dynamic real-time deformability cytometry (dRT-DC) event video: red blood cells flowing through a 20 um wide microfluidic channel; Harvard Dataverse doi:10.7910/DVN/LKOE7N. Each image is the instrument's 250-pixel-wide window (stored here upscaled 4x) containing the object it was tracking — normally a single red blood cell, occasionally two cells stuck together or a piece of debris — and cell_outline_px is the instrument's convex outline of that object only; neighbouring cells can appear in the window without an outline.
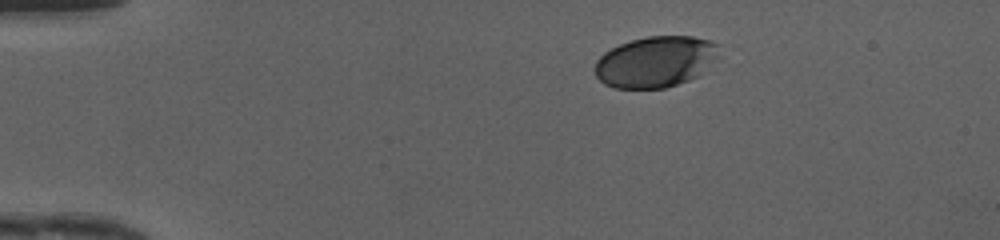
{"species": "human", "species_latin": "Homo sapiens", "temperature_condition": "cold", "stored_images_in_passage": 35, "camera_frame_rate_fps": 3000, "um_per_image_px": 0.085, "donor": {"sex": "female"}, "frame": {"image": 1, "passage_image": 1, "time_ms": 0.0, "image_size_px": [1000, 240], "cell_outline_px": [[724, 56], [700, 76], [664, 88], [612, 88], [604, 84], [596, 76], [596, 60], [604, 52], [620, 44], [632, 40], [648, 36], [692, 36], [708, 40], [720, 44]], "centroid_in_image_um": [55.83, 5.24], "position_along_channel_um": 29.2, "area_um2": 37.69}}
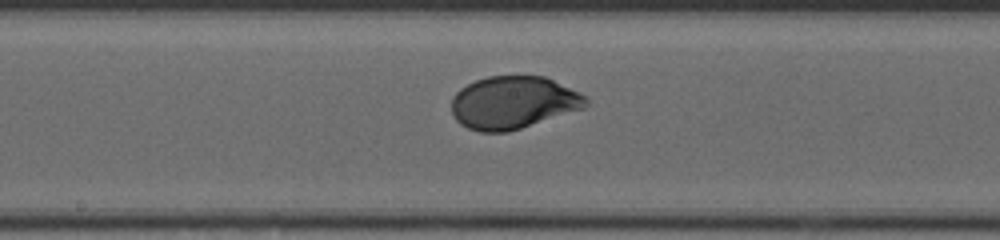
{"frame": {"image": 2, "passage_image": 19, "time_ms": 6.0, "image_size_px": [1000, 240], "cell_outline_px": [[588, 104], [584, 108], [508, 132], [480, 132], [468, 128], [460, 124], [456, 120], [452, 112], [452, 96], [460, 88], [476, 80], [488, 76], [544, 76], [580, 92], [588, 100]], "centroid_in_image_um": [43.61, 8.72], "position_along_channel_um": 204.6, "area_um2": 41.15}}
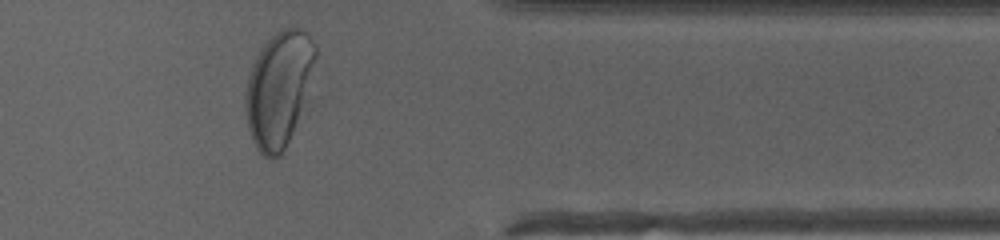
{"frame": {"image": 3, "passage_image": 33, "time_ms": 10.667, "image_size_px": [1000, 240], "cell_outline_px": [[316, 56], [300, 108], [284, 156], [272, 160], [268, 160], [256, 148], [252, 140], [248, 128], [244, 112], [244, 96], [248, 76], [252, 64], [264, 44], [280, 28], [300, 28], [308, 32], [316, 44]], "centroid_in_image_um": [23.64, 7.59], "position_along_channel_um": 387.8, "area_um2": 46.59}, "authors_computed_cell_mechanics": {"area_um2": 41.5004, "velocity_mm_per_s": 4.1584, "shape_relaxation_time_tau1_ms": 3.3168, "shape_relaxation_time_tau2_ms": null, "deformation_change_tau1": 0.1607, "deformation_change_tau2": null}}